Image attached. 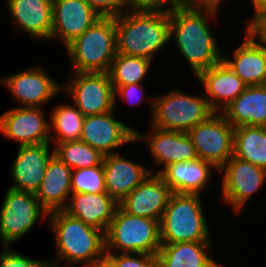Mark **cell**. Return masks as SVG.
<instances>
[{"mask_svg":"<svg viewBox=\"0 0 266 267\" xmlns=\"http://www.w3.org/2000/svg\"><path fill=\"white\" fill-rule=\"evenodd\" d=\"M218 10L214 7L179 6L169 14V37H175L177 48L195 76L223 58L208 23V16L216 17Z\"/></svg>","mask_w":266,"mask_h":267,"instance_id":"obj_1","label":"cell"},{"mask_svg":"<svg viewBox=\"0 0 266 267\" xmlns=\"http://www.w3.org/2000/svg\"><path fill=\"white\" fill-rule=\"evenodd\" d=\"M50 217V218H49ZM50 229L56 240V259L48 260L49 265L58 267L61 261L68 267H88L105 257V233L86 225L80 219L68 215L63 210L48 213Z\"/></svg>","mask_w":266,"mask_h":267,"instance_id":"obj_2","label":"cell"},{"mask_svg":"<svg viewBox=\"0 0 266 267\" xmlns=\"http://www.w3.org/2000/svg\"><path fill=\"white\" fill-rule=\"evenodd\" d=\"M117 53L152 60L170 41L169 14L124 11L115 17Z\"/></svg>","mask_w":266,"mask_h":267,"instance_id":"obj_3","label":"cell"},{"mask_svg":"<svg viewBox=\"0 0 266 267\" xmlns=\"http://www.w3.org/2000/svg\"><path fill=\"white\" fill-rule=\"evenodd\" d=\"M73 72H108L117 53L114 17H101L65 46Z\"/></svg>","mask_w":266,"mask_h":267,"instance_id":"obj_4","label":"cell"},{"mask_svg":"<svg viewBox=\"0 0 266 267\" xmlns=\"http://www.w3.org/2000/svg\"><path fill=\"white\" fill-rule=\"evenodd\" d=\"M159 228L161 244L210 241L201 195L172 193Z\"/></svg>","mask_w":266,"mask_h":267,"instance_id":"obj_5","label":"cell"},{"mask_svg":"<svg viewBox=\"0 0 266 267\" xmlns=\"http://www.w3.org/2000/svg\"><path fill=\"white\" fill-rule=\"evenodd\" d=\"M160 247L159 221L128 214L118 206L105 232L106 253H112L115 249L122 253L156 256Z\"/></svg>","mask_w":266,"mask_h":267,"instance_id":"obj_6","label":"cell"},{"mask_svg":"<svg viewBox=\"0 0 266 267\" xmlns=\"http://www.w3.org/2000/svg\"><path fill=\"white\" fill-rule=\"evenodd\" d=\"M151 126L161 130L188 132L215 113L206 97L174 90L149 101Z\"/></svg>","mask_w":266,"mask_h":267,"instance_id":"obj_7","label":"cell"},{"mask_svg":"<svg viewBox=\"0 0 266 267\" xmlns=\"http://www.w3.org/2000/svg\"><path fill=\"white\" fill-rule=\"evenodd\" d=\"M0 210V240L9 246L27 234L36 222L48 217L34 193L8 189Z\"/></svg>","mask_w":266,"mask_h":267,"instance_id":"obj_8","label":"cell"},{"mask_svg":"<svg viewBox=\"0 0 266 267\" xmlns=\"http://www.w3.org/2000/svg\"><path fill=\"white\" fill-rule=\"evenodd\" d=\"M187 133L198 158L211 163L215 170H219L233 156L234 127L222 113H213Z\"/></svg>","mask_w":266,"mask_h":267,"instance_id":"obj_9","label":"cell"},{"mask_svg":"<svg viewBox=\"0 0 266 267\" xmlns=\"http://www.w3.org/2000/svg\"><path fill=\"white\" fill-rule=\"evenodd\" d=\"M71 73L72 79L62 89L84 116L105 114L115 109L114 88L107 72Z\"/></svg>","mask_w":266,"mask_h":267,"instance_id":"obj_10","label":"cell"},{"mask_svg":"<svg viewBox=\"0 0 266 267\" xmlns=\"http://www.w3.org/2000/svg\"><path fill=\"white\" fill-rule=\"evenodd\" d=\"M218 171L224 173L221 185L223 200L237 212L266 180V169L234 156Z\"/></svg>","mask_w":266,"mask_h":267,"instance_id":"obj_11","label":"cell"},{"mask_svg":"<svg viewBox=\"0 0 266 267\" xmlns=\"http://www.w3.org/2000/svg\"><path fill=\"white\" fill-rule=\"evenodd\" d=\"M50 131L42 107L17 106L0 115V132L19 146L50 143Z\"/></svg>","mask_w":266,"mask_h":267,"instance_id":"obj_12","label":"cell"},{"mask_svg":"<svg viewBox=\"0 0 266 267\" xmlns=\"http://www.w3.org/2000/svg\"><path fill=\"white\" fill-rule=\"evenodd\" d=\"M114 110L105 114L84 117L81 141L98 150L102 155H111L124 144L135 141V130L114 118Z\"/></svg>","mask_w":266,"mask_h":267,"instance_id":"obj_13","label":"cell"},{"mask_svg":"<svg viewBox=\"0 0 266 267\" xmlns=\"http://www.w3.org/2000/svg\"><path fill=\"white\" fill-rule=\"evenodd\" d=\"M2 84L12 93L20 103L19 107H41L62 90V85L57 84L49 77L42 67L34 66L23 72L14 73L1 79Z\"/></svg>","mask_w":266,"mask_h":267,"instance_id":"obj_14","label":"cell"},{"mask_svg":"<svg viewBox=\"0 0 266 267\" xmlns=\"http://www.w3.org/2000/svg\"><path fill=\"white\" fill-rule=\"evenodd\" d=\"M100 18L85 0H52L51 39L66 46Z\"/></svg>","mask_w":266,"mask_h":267,"instance_id":"obj_15","label":"cell"},{"mask_svg":"<svg viewBox=\"0 0 266 267\" xmlns=\"http://www.w3.org/2000/svg\"><path fill=\"white\" fill-rule=\"evenodd\" d=\"M151 134L135 131V141L146 140L151 156L157 165L167 167L172 163L190 162L198 159L196 149L187 132L161 130L151 126Z\"/></svg>","mask_w":266,"mask_h":267,"instance_id":"obj_16","label":"cell"},{"mask_svg":"<svg viewBox=\"0 0 266 267\" xmlns=\"http://www.w3.org/2000/svg\"><path fill=\"white\" fill-rule=\"evenodd\" d=\"M172 193L169 185L155 173V175H149L120 201L119 206L128 214L160 222Z\"/></svg>","mask_w":266,"mask_h":267,"instance_id":"obj_17","label":"cell"},{"mask_svg":"<svg viewBox=\"0 0 266 267\" xmlns=\"http://www.w3.org/2000/svg\"><path fill=\"white\" fill-rule=\"evenodd\" d=\"M50 143L19 146L11 172L15 183L10 189L36 194L39 190L49 160L54 155Z\"/></svg>","mask_w":266,"mask_h":267,"instance_id":"obj_18","label":"cell"},{"mask_svg":"<svg viewBox=\"0 0 266 267\" xmlns=\"http://www.w3.org/2000/svg\"><path fill=\"white\" fill-rule=\"evenodd\" d=\"M196 78L202 86L204 85L206 99L211 109L218 113H221L247 87L223 60L201 71Z\"/></svg>","mask_w":266,"mask_h":267,"instance_id":"obj_19","label":"cell"},{"mask_svg":"<svg viewBox=\"0 0 266 267\" xmlns=\"http://www.w3.org/2000/svg\"><path fill=\"white\" fill-rule=\"evenodd\" d=\"M102 164L106 193L118 203L153 174L148 168L127 160L116 152L104 156Z\"/></svg>","mask_w":266,"mask_h":267,"instance_id":"obj_20","label":"cell"},{"mask_svg":"<svg viewBox=\"0 0 266 267\" xmlns=\"http://www.w3.org/2000/svg\"><path fill=\"white\" fill-rule=\"evenodd\" d=\"M68 200L65 213L104 233L119 206L107 193H72Z\"/></svg>","mask_w":266,"mask_h":267,"instance_id":"obj_21","label":"cell"},{"mask_svg":"<svg viewBox=\"0 0 266 267\" xmlns=\"http://www.w3.org/2000/svg\"><path fill=\"white\" fill-rule=\"evenodd\" d=\"M8 10L22 31L51 40L52 0H7Z\"/></svg>","mask_w":266,"mask_h":267,"instance_id":"obj_22","label":"cell"},{"mask_svg":"<svg viewBox=\"0 0 266 267\" xmlns=\"http://www.w3.org/2000/svg\"><path fill=\"white\" fill-rule=\"evenodd\" d=\"M71 173L72 169L56 155L51 157L40 188L35 194L48 213L63 210L66 207L67 200L72 194Z\"/></svg>","mask_w":266,"mask_h":267,"instance_id":"obj_23","label":"cell"},{"mask_svg":"<svg viewBox=\"0 0 266 267\" xmlns=\"http://www.w3.org/2000/svg\"><path fill=\"white\" fill-rule=\"evenodd\" d=\"M245 42L235 49L233 61L222 60L247 86L266 84V46L258 43L246 32Z\"/></svg>","mask_w":266,"mask_h":267,"instance_id":"obj_24","label":"cell"},{"mask_svg":"<svg viewBox=\"0 0 266 267\" xmlns=\"http://www.w3.org/2000/svg\"><path fill=\"white\" fill-rule=\"evenodd\" d=\"M211 163L201 159L190 162H177L168 165L157 174L169 185L173 193L199 194L206 188L211 177Z\"/></svg>","mask_w":266,"mask_h":267,"instance_id":"obj_25","label":"cell"},{"mask_svg":"<svg viewBox=\"0 0 266 267\" xmlns=\"http://www.w3.org/2000/svg\"><path fill=\"white\" fill-rule=\"evenodd\" d=\"M221 113L234 128L266 127V84L247 86Z\"/></svg>","mask_w":266,"mask_h":267,"instance_id":"obj_26","label":"cell"},{"mask_svg":"<svg viewBox=\"0 0 266 267\" xmlns=\"http://www.w3.org/2000/svg\"><path fill=\"white\" fill-rule=\"evenodd\" d=\"M210 241L161 244L157 253L159 267H223L207 252Z\"/></svg>","mask_w":266,"mask_h":267,"instance_id":"obj_27","label":"cell"},{"mask_svg":"<svg viewBox=\"0 0 266 267\" xmlns=\"http://www.w3.org/2000/svg\"><path fill=\"white\" fill-rule=\"evenodd\" d=\"M233 156L266 169V127L234 128Z\"/></svg>","mask_w":266,"mask_h":267,"instance_id":"obj_28","label":"cell"},{"mask_svg":"<svg viewBox=\"0 0 266 267\" xmlns=\"http://www.w3.org/2000/svg\"><path fill=\"white\" fill-rule=\"evenodd\" d=\"M50 116V130L56 133L50 134V142L53 140L55 143H62L81 139L85 116L76 106L58 105L54 107Z\"/></svg>","mask_w":266,"mask_h":267,"instance_id":"obj_29","label":"cell"},{"mask_svg":"<svg viewBox=\"0 0 266 267\" xmlns=\"http://www.w3.org/2000/svg\"><path fill=\"white\" fill-rule=\"evenodd\" d=\"M152 60L116 53L108 75L113 86L141 83L151 66Z\"/></svg>","mask_w":266,"mask_h":267,"instance_id":"obj_30","label":"cell"},{"mask_svg":"<svg viewBox=\"0 0 266 267\" xmlns=\"http://www.w3.org/2000/svg\"><path fill=\"white\" fill-rule=\"evenodd\" d=\"M54 155L72 170L102 164L104 155L81 140L55 143Z\"/></svg>","mask_w":266,"mask_h":267,"instance_id":"obj_31","label":"cell"},{"mask_svg":"<svg viewBox=\"0 0 266 267\" xmlns=\"http://www.w3.org/2000/svg\"><path fill=\"white\" fill-rule=\"evenodd\" d=\"M72 193H106L103 164L72 170Z\"/></svg>","mask_w":266,"mask_h":267,"instance_id":"obj_32","label":"cell"},{"mask_svg":"<svg viewBox=\"0 0 266 267\" xmlns=\"http://www.w3.org/2000/svg\"><path fill=\"white\" fill-rule=\"evenodd\" d=\"M137 256V257H136ZM114 267H159L157 256L144 253H106Z\"/></svg>","mask_w":266,"mask_h":267,"instance_id":"obj_33","label":"cell"},{"mask_svg":"<svg viewBox=\"0 0 266 267\" xmlns=\"http://www.w3.org/2000/svg\"><path fill=\"white\" fill-rule=\"evenodd\" d=\"M167 4L170 7H168ZM126 6L128 7L127 11L160 12L170 14L180 5L178 0H126Z\"/></svg>","mask_w":266,"mask_h":267,"instance_id":"obj_34","label":"cell"},{"mask_svg":"<svg viewBox=\"0 0 266 267\" xmlns=\"http://www.w3.org/2000/svg\"><path fill=\"white\" fill-rule=\"evenodd\" d=\"M9 248L8 246H4L0 254V267H55L49 265L48 260L39 261L30 259Z\"/></svg>","mask_w":266,"mask_h":267,"instance_id":"obj_35","label":"cell"},{"mask_svg":"<svg viewBox=\"0 0 266 267\" xmlns=\"http://www.w3.org/2000/svg\"><path fill=\"white\" fill-rule=\"evenodd\" d=\"M101 17H117L127 10L126 0H85ZM126 10H124V9Z\"/></svg>","mask_w":266,"mask_h":267,"instance_id":"obj_36","label":"cell"},{"mask_svg":"<svg viewBox=\"0 0 266 267\" xmlns=\"http://www.w3.org/2000/svg\"><path fill=\"white\" fill-rule=\"evenodd\" d=\"M114 88V105H116V97L120 95L125 102L127 101L131 106L139 104L143 97V88L141 83L128 84L125 86H113ZM139 98V99H138Z\"/></svg>","mask_w":266,"mask_h":267,"instance_id":"obj_37","label":"cell"},{"mask_svg":"<svg viewBox=\"0 0 266 267\" xmlns=\"http://www.w3.org/2000/svg\"><path fill=\"white\" fill-rule=\"evenodd\" d=\"M248 23L246 32L266 46V9L258 12Z\"/></svg>","mask_w":266,"mask_h":267,"instance_id":"obj_38","label":"cell"},{"mask_svg":"<svg viewBox=\"0 0 266 267\" xmlns=\"http://www.w3.org/2000/svg\"><path fill=\"white\" fill-rule=\"evenodd\" d=\"M180 6L214 7L219 9L223 0H178Z\"/></svg>","mask_w":266,"mask_h":267,"instance_id":"obj_39","label":"cell"},{"mask_svg":"<svg viewBox=\"0 0 266 267\" xmlns=\"http://www.w3.org/2000/svg\"><path fill=\"white\" fill-rule=\"evenodd\" d=\"M251 3L253 4V8H254V16L262 11L266 9V0H250Z\"/></svg>","mask_w":266,"mask_h":267,"instance_id":"obj_40","label":"cell"},{"mask_svg":"<svg viewBox=\"0 0 266 267\" xmlns=\"http://www.w3.org/2000/svg\"><path fill=\"white\" fill-rule=\"evenodd\" d=\"M88 267H114V266L106 257H104L100 260L95 261Z\"/></svg>","mask_w":266,"mask_h":267,"instance_id":"obj_41","label":"cell"}]
</instances>
